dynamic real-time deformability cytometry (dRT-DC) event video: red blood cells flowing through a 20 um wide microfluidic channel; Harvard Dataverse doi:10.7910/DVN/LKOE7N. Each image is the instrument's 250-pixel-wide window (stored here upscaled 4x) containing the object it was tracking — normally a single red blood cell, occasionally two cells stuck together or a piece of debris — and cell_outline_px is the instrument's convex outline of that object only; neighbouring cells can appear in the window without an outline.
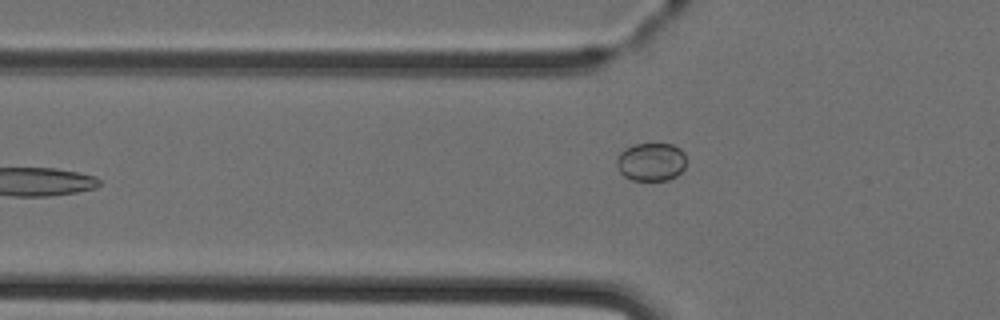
{"species": "Egyptian fruit bat (a non-hibernating species)", "species_latin": "Rousettus aegyptiacus", "temperature_condition": "cold", "stored_images_in_passage": 7, "camera_frame_rate_fps": 3000, "um_per_image_px": 0.085, "animal": {"sex": "female"}, "frame": {"image": 1, "passage_image": 7, "time_ms": 7.0, "image_size_px": [1000, 320], "cell_outline_px": [[684, 168], [676, 176], [668, 180], [632, 180], [624, 176], [620, 172], [616, 164], [616, 156], [624, 148], [636, 144], [672, 144], [680, 148], [684, 152]], "centroid_in_image_um": [55.31, 13.75], "position_along_channel_um": 70.5, "area_um2": 15.55}}